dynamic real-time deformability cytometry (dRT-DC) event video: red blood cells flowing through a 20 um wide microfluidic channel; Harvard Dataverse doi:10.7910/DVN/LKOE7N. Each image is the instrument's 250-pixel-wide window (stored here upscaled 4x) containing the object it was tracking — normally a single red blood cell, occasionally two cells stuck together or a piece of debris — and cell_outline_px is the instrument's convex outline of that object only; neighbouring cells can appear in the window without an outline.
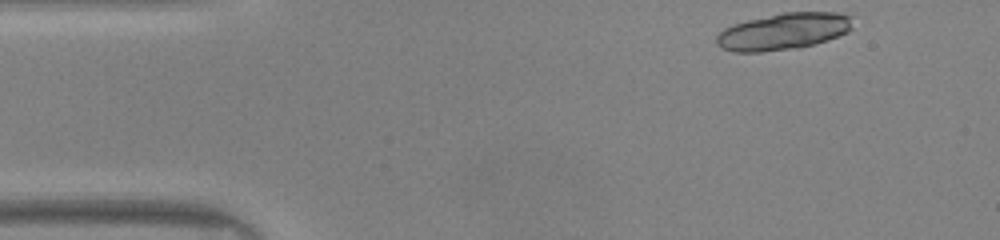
{"species": "common noctule bat (a hibernating species)", "species_latin": "Nyctalus noctula", "temperature_condition": "warm", "stored_images_in_passage": 11, "camera_frame_rate_fps": 3000, "um_per_image_px": 0.085, "animal": {"sex": "male", "body_mass_g": 20.0, "forearm_length_mm": 53.3}, "frame": {"image": 1, "passage_image": 1, "time_ms": 0.0, "image_size_px": [1000, 240], "cell_outline_px": [[852, 28], [848, 32], [800, 48], [760, 52], [736, 52], [724, 48], [716, 40], [716, 36], [724, 28], [732, 24], [780, 12], [836, 12], [852, 16]], "centroid_in_image_um": [66.6, 2.66], "position_along_channel_um": 18.4, "area_um2": 29.02}}